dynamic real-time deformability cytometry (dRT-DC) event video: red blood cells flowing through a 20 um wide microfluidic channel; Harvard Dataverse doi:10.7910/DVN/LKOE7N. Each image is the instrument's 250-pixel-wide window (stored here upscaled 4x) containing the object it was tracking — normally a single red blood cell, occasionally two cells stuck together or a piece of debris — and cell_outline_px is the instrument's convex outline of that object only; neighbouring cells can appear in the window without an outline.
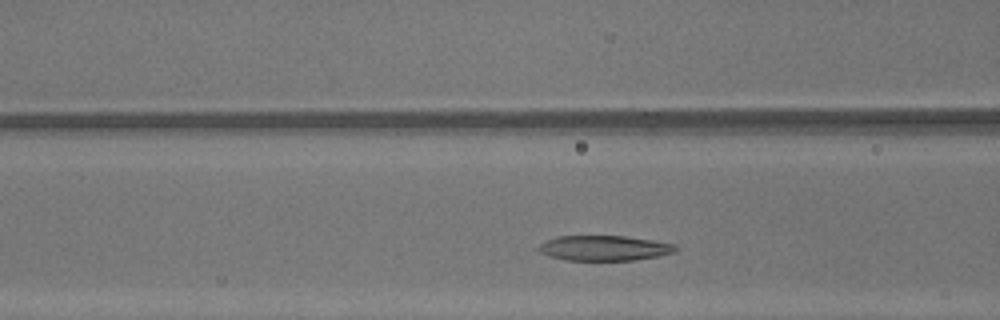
{"species": "common noctule bat (a hibernating species)", "species_latin": "Nyctalus noctula", "temperature_condition": "warm", "stored_images_in_passage": 12, "camera_frame_rate_fps": 3000, "um_per_image_px": 0.085, "animal": {"sex": "male", "body_mass_g": 13.3}, "frame": {"image": 1, "passage_image": 7, "time_ms": 2.0, "image_size_px": [1000, 320], "cell_outline_px": [[680, 248], [676, 252], [660, 256], [632, 260], [568, 260], [552, 256], [540, 252], [536, 248], [544, 240], [556, 236], [624, 236], [652, 240], [676, 244]], "centroid_in_image_um": [51.4, 21.08], "position_along_channel_um": 115.2, "area_um2": 20.17}}
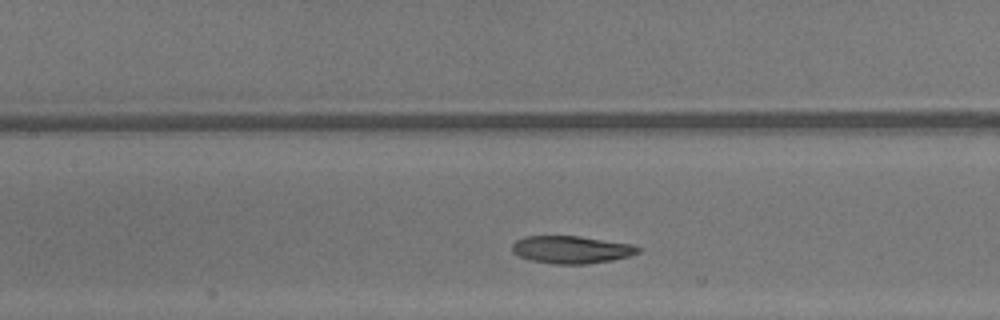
{"frame": {"image": 2, "passage_image": 10, "time_ms": 3.0, "image_size_px": [1000, 320], "cell_outline_px": [[640, 252], [628, 256], [612, 260], [588, 264], [552, 264], [528, 260], [516, 256], [512, 252], [512, 244], [516, 240], [524, 236], [580, 236], [632, 244], [640, 248]], "centroid_in_image_um": [48.52, 21.22], "position_along_channel_um": 158.9, "area_um2": 20.46}}